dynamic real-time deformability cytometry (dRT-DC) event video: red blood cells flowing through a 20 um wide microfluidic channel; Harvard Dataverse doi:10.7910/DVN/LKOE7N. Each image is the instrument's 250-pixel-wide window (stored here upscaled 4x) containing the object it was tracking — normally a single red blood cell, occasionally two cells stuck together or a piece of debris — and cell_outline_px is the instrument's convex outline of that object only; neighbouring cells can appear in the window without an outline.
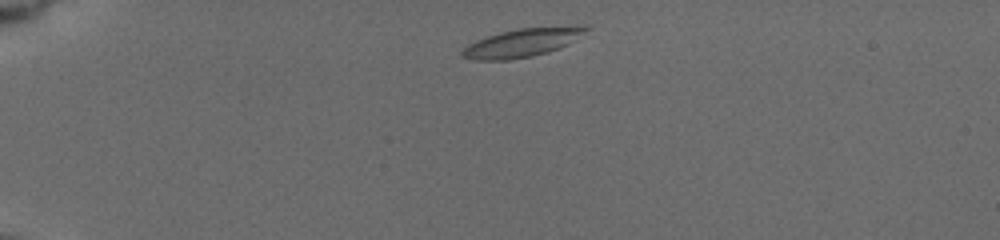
{"species": "common noctule bat (a hibernating species)", "species_latin": "Nyctalus noctula", "temperature_condition": "cold", "stored_images_in_passage": 41, "camera_frame_rate_fps": 3000, "um_per_image_px": 0.085, "animal": {"sex": "female", "body_mass_g": 19.5, "forearm_length_mm": 54.1}, "frame": {"image": 1, "passage_image": 2, "time_ms": 0.333, "image_size_px": [1000, 240], "cell_outline_px": [[592, 28], [568, 44], [560, 48], [548, 52], [508, 60], [472, 60], [460, 56], [460, 52], [468, 44], [476, 40], [500, 32], [520, 28]], "centroid_in_image_um": [44.24, 3.68], "position_along_channel_um": 40.8, "area_um2": 19.71}}
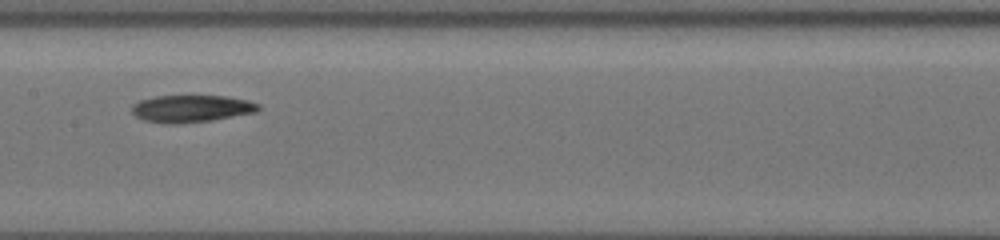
{"frame": {"image": 2, "passage_image": 18, "time_ms": 6.0, "image_size_px": [1000, 240], "cell_outline_px": [[260, 108], [256, 112], [212, 120], [176, 124], [168, 124], [144, 120], [136, 116], [132, 112], [132, 104], [140, 100], [156, 96], [224, 96], [248, 100], [260, 104]], "centroid_in_image_um": [16.26, 9.23], "position_along_channel_um": 191.1, "area_um2": 20.0}}
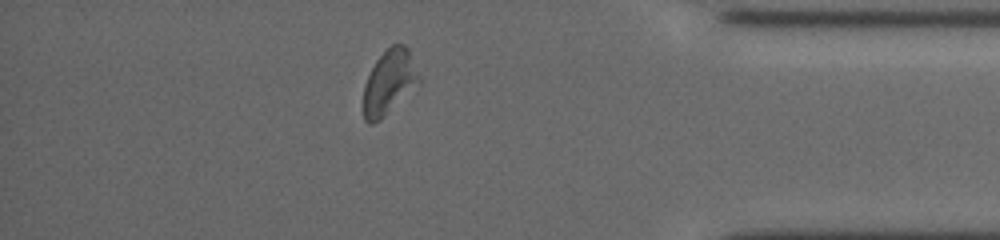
{"frame": {"image": 3, "passage_image": 35, "time_ms": 12.333, "image_size_px": [1000, 240], "cell_outline_px": [[420, 84], [380, 120], [372, 124], [368, 124], [364, 120], [364, 84], [376, 60], [392, 44], [404, 44], [408, 48], [420, 76]], "centroid_in_image_um": [33.1, 7.0], "position_along_channel_um": 402.1, "area_um2": 20.87}, "authors_computed_cell_mechanics": {"area_um2": 19.9988, "velocity_mm_per_s": 3.7031, "shape_relaxation_time_tau1_ms": 3.2161, "shape_relaxation_time_tau2_ms": 1.9332, "deformation_change_tau1": 0.0924, "deformation_change_tau2": 0.0766}}